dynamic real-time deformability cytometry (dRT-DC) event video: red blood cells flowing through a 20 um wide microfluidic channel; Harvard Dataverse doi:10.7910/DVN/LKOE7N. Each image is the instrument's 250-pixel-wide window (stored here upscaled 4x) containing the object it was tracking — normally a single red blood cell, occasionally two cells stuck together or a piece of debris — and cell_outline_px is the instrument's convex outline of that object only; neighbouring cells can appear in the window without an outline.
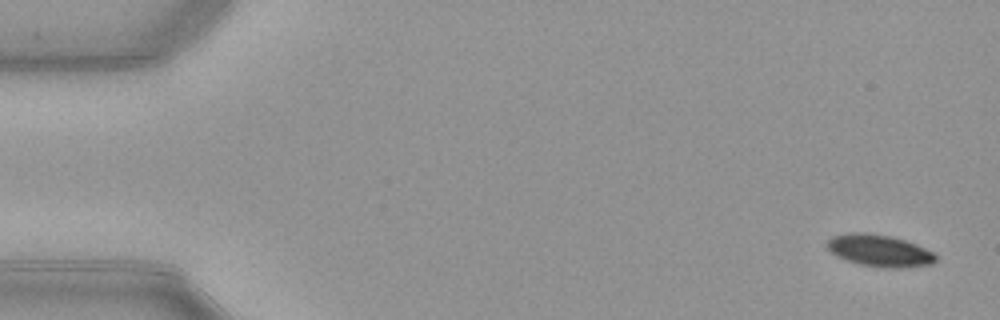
{"species": "common noctule bat (a hibernating species)", "species_latin": "Nyctalus noctula", "temperature_condition": "warm", "stored_images_in_passage": 52, "camera_frame_rate_fps": 3000, "um_per_image_px": 0.085, "animal": {"sex": "female", "body_mass_g": 21.9}, "frame": {"image": 1, "passage_image": 2, "time_ms": 0.333, "image_size_px": [1000, 320], "cell_outline_px": [[936, 260], [932, 264], [900, 268], [884, 268], [860, 264], [836, 256], [828, 248], [828, 240], [832, 236], [848, 232], [864, 232], [892, 236], [916, 244], [932, 252], [936, 256]], "centroid_in_image_um": [74.75, 21.29], "position_along_channel_um": 10.3, "area_um2": 20.11}}
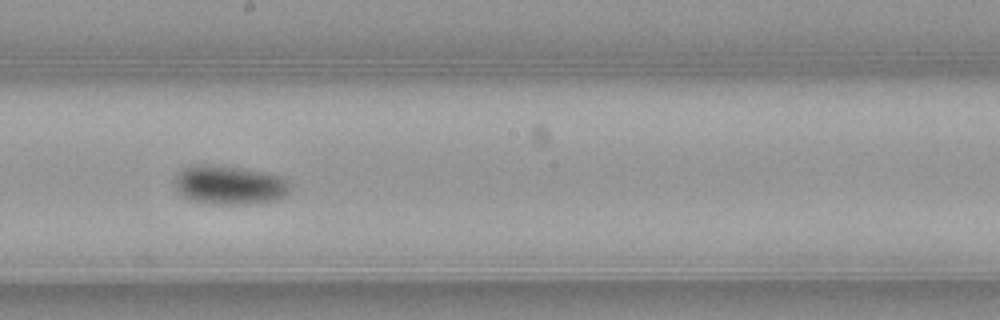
{"frame": {"image": 2, "passage_image": 29, "time_ms": 9.333, "image_size_px": [1000, 320], "cell_outline_px": [[292, 188], [284, 196], [276, 200], [244, 204], [212, 204], [188, 200], [176, 188], [176, 176], [184, 168], [192, 164], [208, 164], [244, 168], [264, 172], [280, 176], [292, 184]], "centroid_in_image_um": [19.52, 15.72], "position_along_channel_um": 228.7, "area_um2": 26.3}}
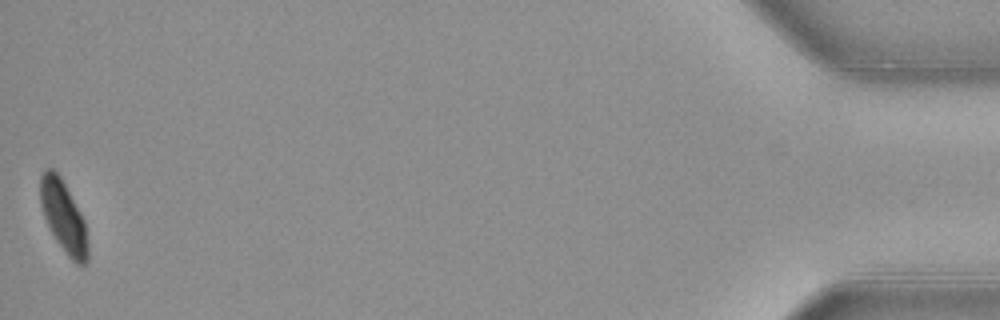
{"frame": {"image": 3, "passage_image": 52, "time_ms": 17.0, "image_size_px": [1000, 320], "cell_outline_px": [[88, 260], [84, 264], [76, 264], [68, 256], [56, 240], [44, 216], [40, 204], [40, 176], [44, 168], [52, 168], [60, 176], [80, 212], [84, 220], [88, 244]], "centroid_in_image_um": [5.39, 18.4], "position_along_channel_um": 429.8, "area_um2": 19.59}, "authors_computed_cell_mechanics": {"area_um2": 21.964, "velocity_mm_per_s": 3.9554, "shape_relaxation_time_tau1_ms": 3.1906, "shape_relaxation_time_tau2_ms": 4.4961, "deformation_change_tau1": 0.0967, "deformation_change_tau2": 0.0414}}